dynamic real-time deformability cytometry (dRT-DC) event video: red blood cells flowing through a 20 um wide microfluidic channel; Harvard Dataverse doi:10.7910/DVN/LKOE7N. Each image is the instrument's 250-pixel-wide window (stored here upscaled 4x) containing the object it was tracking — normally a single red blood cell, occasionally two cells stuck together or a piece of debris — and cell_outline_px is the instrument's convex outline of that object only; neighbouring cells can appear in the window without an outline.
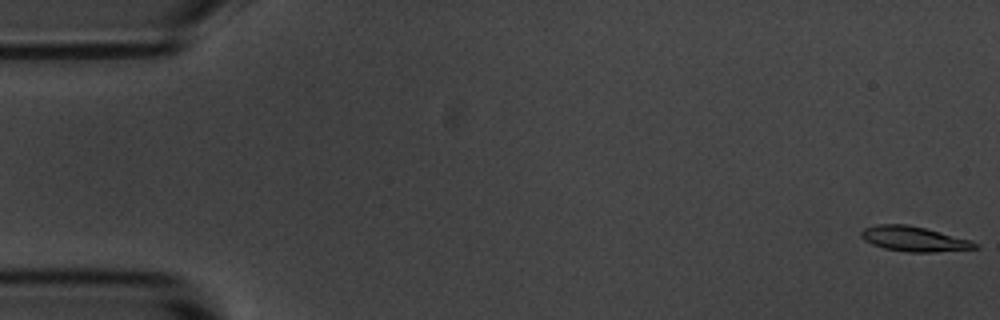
{"species": "common noctule bat (a hibernating species)", "species_latin": "Nyctalus noctula", "temperature_condition": "room temperature", "stored_images_in_passage": 6, "camera_frame_rate_fps": 3000, "um_per_image_px": 0.085, "animal": {"sex": "male", "body_mass_g": 20.1, "forearm_length_mm": 53.5}, "frame": {"image": 1, "passage_image": 1, "time_ms": 0.0, "image_size_px": [1000, 320], "cell_outline_px": [[980, 248], [936, 252], [908, 252], [884, 248], [872, 244], [864, 240], [860, 236], [860, 232], [864, 228], [876, 224], [908, 224], [972, 240]], "centroid_in_image_um": [77.67, 20.3], "position_along_channel_um": 7.3, "area_um2": 16.59}}